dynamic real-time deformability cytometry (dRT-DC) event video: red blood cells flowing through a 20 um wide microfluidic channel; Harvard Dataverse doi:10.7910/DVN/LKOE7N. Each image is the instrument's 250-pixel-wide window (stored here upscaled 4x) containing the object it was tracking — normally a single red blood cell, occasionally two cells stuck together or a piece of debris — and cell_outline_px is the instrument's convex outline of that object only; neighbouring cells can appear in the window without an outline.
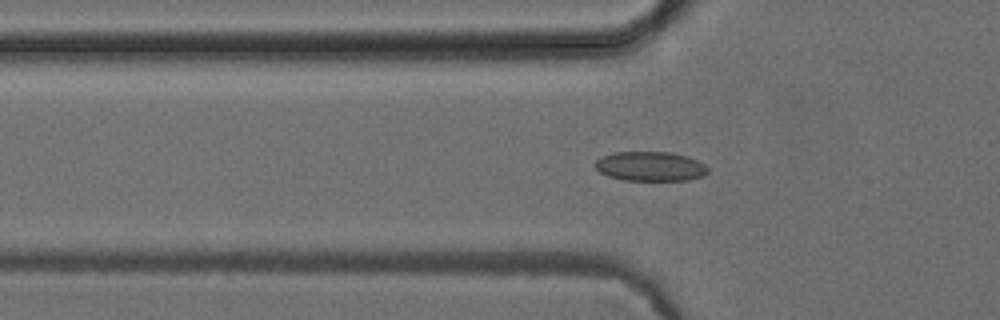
{"species": "common noctule bat (a hibernating species)", "species_latin": "Nyctalus noctula", "temperature_condition": "cold", "stored_images_in_passage": 32, "camera_frame_rate_fps": 3000, "um_per_image_px": 0.085, "animal": {"sex": "female", "body_mass_g": 24.6, "forearm_length_mm": 56.2}, "frame": {"image": 1, "passage_image": 7, "time_ms": 2.0, "image_size_px": [1000, 320], "cell_outline_px": [[708, 172], [704, 176], [688, 180], [624, 180], [608, 176], [600, 172], [592, 164], [596, 160], [612, 152], [672, 152], [688, 156], [704, 164], [708, 168]], "centroid_in_image_um": [55.28, 14.13], "position_along_channel_um": 70.5, "area_um2": 19.48}}
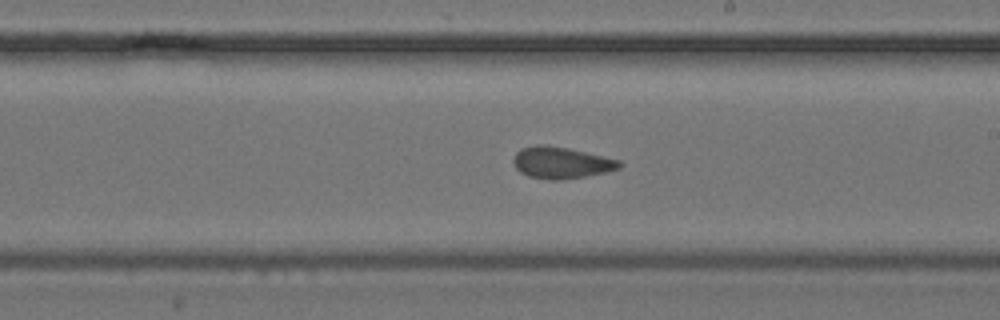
{"frame": {"image": 2, "passage_image": 20, "time_ms": 6.333, "image_size_px": [1000, 320], "cell_outline_px": [[624, 164], [620, 168], [604, 172], [584, 176], [560, 180], [552, 180], [528, 176], [520, 172], [516, 168], [512, 160], [516, 152], [520, 148], [536, 144], [544, 144], [568, 148], [620, 160]], "centroid_in_image_um": [47.68, 13.81], "position_along_channel_um": 241.3, "area_um2": 19.54}}
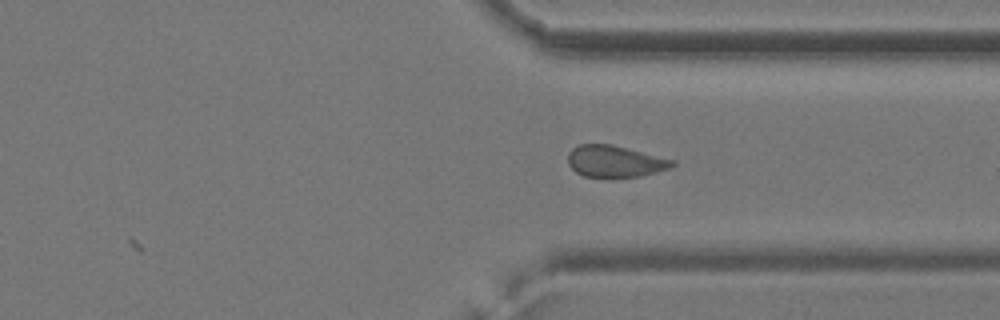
{"frame": {"image": 3, "passage_image": 29, "time_ms": 9.333, "image_size_px": [1000, 320], "cell_outline_px": [[676, 164], [672, 168], [640, 176], [612, 180], [604, 180], [584, 176], [576, 172], [568, 164], [568, 152], [572, 148], [580, 144], [612, 144], [676, 160]], "centroid_in_image_um": [52.28, 13.76], "position_along_channel_um": 359.1, "area_um2": 20.11}, "authors_computed_cell_mechanics": {"area_um2": 19.6231, "velocity_mm_per_s": 3.9305, "shape_relaxation_time_tau1_ms": null, "shape_relaxation_time_tau2_ms": 1.6204, "deformation_change_tau1": null, "deformation_change_tau2": 0.0675}}